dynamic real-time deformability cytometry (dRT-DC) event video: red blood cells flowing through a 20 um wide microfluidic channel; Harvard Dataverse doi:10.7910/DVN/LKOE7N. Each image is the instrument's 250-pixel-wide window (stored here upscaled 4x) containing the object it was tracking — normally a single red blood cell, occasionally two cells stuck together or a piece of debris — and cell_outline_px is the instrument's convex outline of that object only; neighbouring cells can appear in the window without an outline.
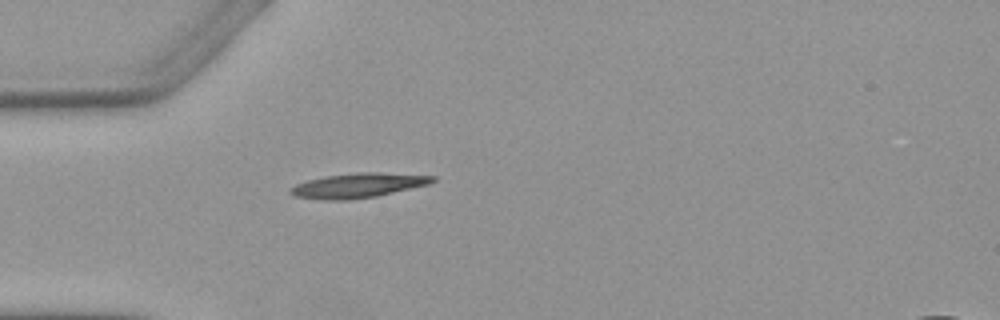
{"species": "Egyptian fruit bat (a non-hibernating species)", "species_latin": "Rousettus aegyptiacus", "temperature_condition": "warm", "stored_images_in_passage": 1, "camera_frame_rate_fps": 3000, "um_per_image_px": 0.085, "animal": {"sex": "female"}, "frame": {"image": 1, "passage_image": 1, "time_ms": 0.0, "image_size_px": [1000, 320], "cell_outline_px": [[436, 180], [428, 184], [376, 196], [348, 200], [324, 200], [296, 196], [288, 192], [288, 188], [296, 184], [308, 180], [324, 176], [356, 172], [380, 172], [436, 176]], "centroid_in_image_um": [30.4, 15.75], "position_along_channel_um": 54.6, "area_um2": 20.35}}